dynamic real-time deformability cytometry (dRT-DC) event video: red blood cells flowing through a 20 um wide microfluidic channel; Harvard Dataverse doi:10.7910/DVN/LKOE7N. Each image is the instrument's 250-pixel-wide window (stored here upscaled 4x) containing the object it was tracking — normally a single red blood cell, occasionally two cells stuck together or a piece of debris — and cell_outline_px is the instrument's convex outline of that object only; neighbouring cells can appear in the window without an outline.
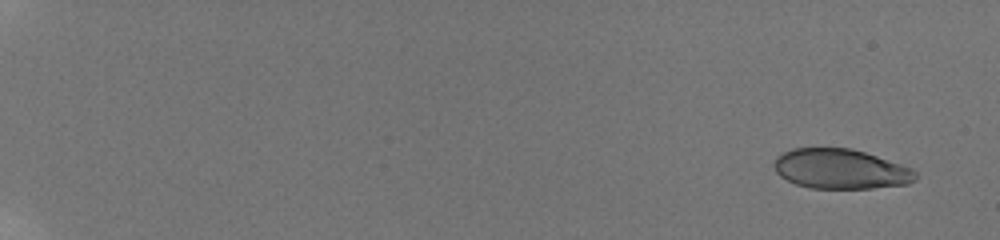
{"species": "human", "species_latin": "Homo sapiens", "temperature_condition": "room temperature", "stored_images_in_passage": 43, "camera_frame_rate_fps": 3000, "um_per_image_px": 0.085, "donor": {"sex": "male"}, "frame": {"image": 1, "passage_image": 2, "time_ms": 0.667, "image_size_px": [1000, 240], "cell_outline_px": [[916, 180], [908, 184], [872, 188], [812, 188], [796, 184], [780, 176], [776, 172], [772, 164], [776, 156], [792, 148], [852, 148], [912, 168], [916, 172]], "centroid_in_image_um": [71.43, 14.36], "position_along_channel_um": 13.6, "area_um2": 32.83}}
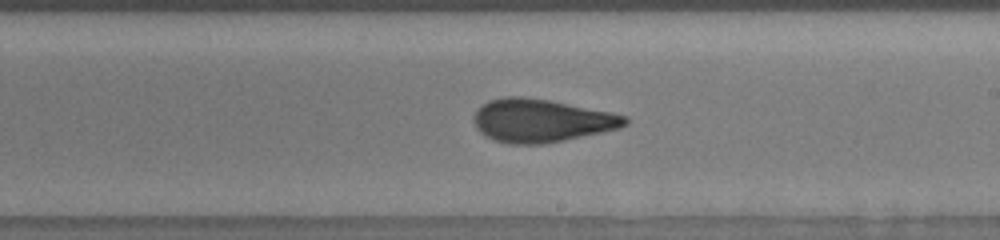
{"frame": {"image": 2, "passage_image": 26, "time_ms": 12.333, "image_size_px": [1000, 240], "cell_outline_px": [[628, 124], [620, 128], [564, 140], [544, 144], [512, 144], [492, 140], [484, 136], [476, 128], [472, 120], [472, 116], [476, 108], [488, 100], [508, 96], [520, 96], [548, 100], [612, 112], [628, 116]], "centroid_in_image_um": [45.96, 10.25], "position_along_channel_um": 243.0, "area_um2": 38.26}}
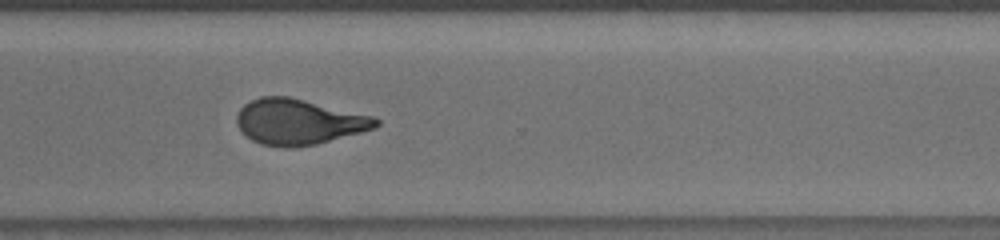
{"frame": {"image": 3, "passage_image": 33, "time_ms": 15.0, "image_size_px": [1000, 240], "cell_outline_px": [[380, 124], [376, 128], [316, 144], [288, 148], [284, 148], [260, 144], [252, 140], [236, 124], [236, 116], [240, 108], [244, 104], [260, 96], [288, 96], [376, 116], [380, 120]], "centroid_in_image_um": [25.41, 10.35], "position_along_channel_um": 345.2, "area_um2": 37.11}, "authors_computed_cell_mechanics": {"area_um2": 36.2984, "velocity_mm_per_s": 3.84, "shape_relaxation_time_tau1_ms": 7.4178, "shape_relaxation_time_tau2_ms": 1.2938, "deformation_change_tau1": 0.2232, "deformation_change_tau2": 0.0921}}